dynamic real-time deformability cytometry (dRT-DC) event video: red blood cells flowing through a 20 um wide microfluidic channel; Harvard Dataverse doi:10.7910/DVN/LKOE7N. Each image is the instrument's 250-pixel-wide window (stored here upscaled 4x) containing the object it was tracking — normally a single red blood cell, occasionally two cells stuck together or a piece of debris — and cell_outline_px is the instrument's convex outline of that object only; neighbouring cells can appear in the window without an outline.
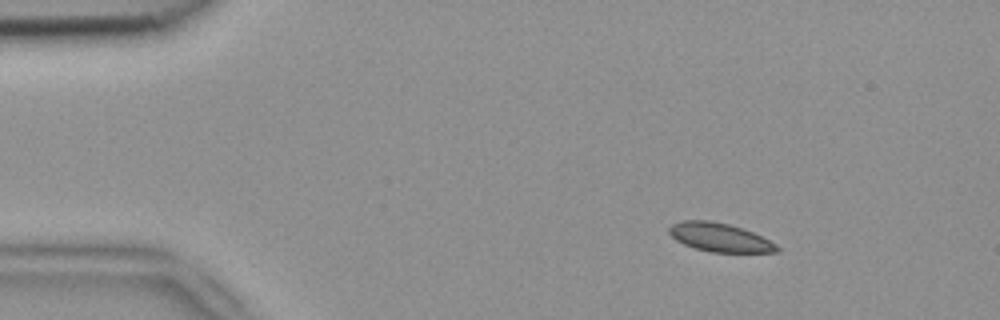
{"species": "common noctule bat (a hibernating species)", "species_latin": "Nyctalus noctula", "temperature_condition": "room temperature", "stored_images_in_passage": 5, "camera_frame_rate_fps": 3000, "um_per_image_px": 0.085, "animal": {"sex": "female", "body_mass_g": 18.4}, "frame": {"image": 1, "passage_image": 2, "time_ms": 0.333, "image_size_px": [1000, 320], "cell_outline_px": [[780, 252], [712, 252], [696, 248], [684, 244], [676, 240], [668, 232], [668, 228], [672, 224], [684, 220], [712, 220], [728, 224], [752, 232], [776, 244], [780, 248]], "centroid_in_image_um": [61.16, 20.17], "position_along_channel_um": 23.8, "area_um2": 17.8}}
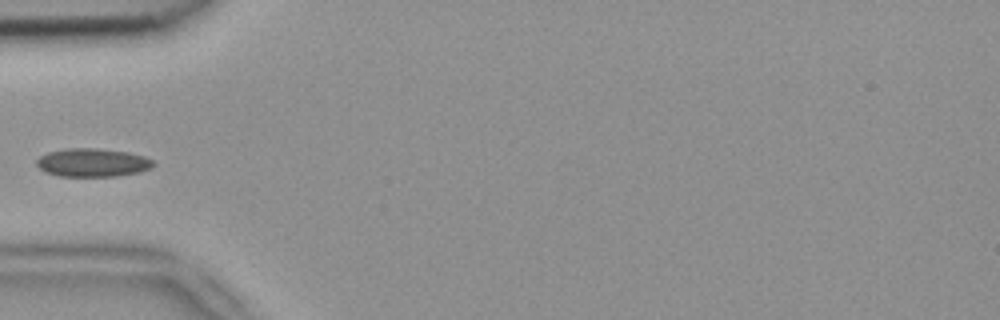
{"frame": {"image": 2, "passage_image": 5, "time_ms": 1.333, "image_size_px": [1000, 320], "cell_outline_px": [[156, 164], [152, 168], [140, 172], [116, 176], [60, 176], [44, 172], [36, 164], [36, 160], [40, 156], [48, 152], [68, 148], [96, 148], [128, 152], [144, 156], [152, 160]], "centroid_in_image_um": [7.88, 13.82], "position_along_channel_um": 77.1, "area_um2": 19.36}}